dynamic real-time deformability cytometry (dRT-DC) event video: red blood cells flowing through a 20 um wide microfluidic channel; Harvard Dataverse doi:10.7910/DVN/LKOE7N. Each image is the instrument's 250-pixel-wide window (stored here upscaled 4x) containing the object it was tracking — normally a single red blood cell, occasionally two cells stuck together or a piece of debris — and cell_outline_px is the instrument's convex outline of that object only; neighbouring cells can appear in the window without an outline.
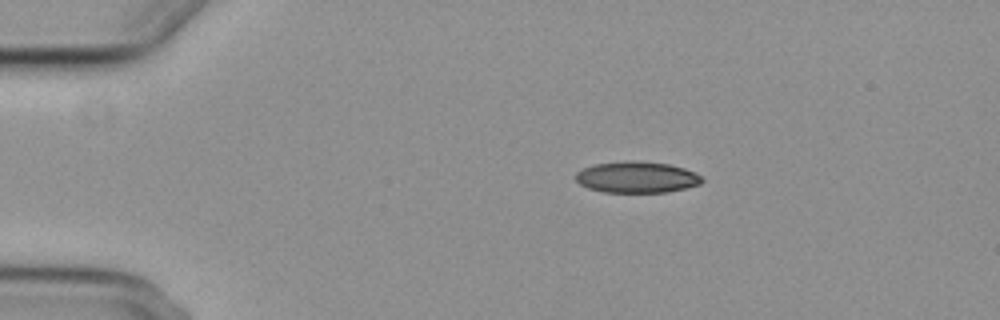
{"species": "common noctule bat (a hibernating species)", "species_latin": "Nyctalus noctula", "temperature_condition": "cold", "stored_images_in_passage": 5, "camera_frame_rate_fps": 3000, "um_per_image_px": 0.085, "animal": {"sex": "female", "body_mass_g": 29.2, "forearm_length_mm": 56.3}, "frame": {"image": 1, "passage_image": 2, "time_ms": 1.333, "image_size_px": [1000, 320], "cell_outline_px": [[704, 180], [700, 184], [668, 192], [604, 192], [588, 188], [580, 184], [576, 180], [576, 172], [584, 168], [596, 164], [668, 164], [684, 168], [700, 176]], "centroid_in_image_um": [54.13, 15.12], "position_along_channel_um": 30.9, "area_um2": 21.73}}
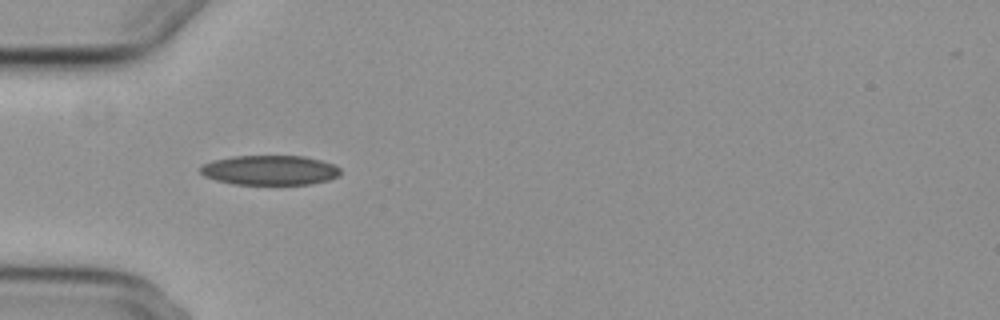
{"frame": {"image": 2, "passage_image": 4, "time_ms": 3.667, "image_size_px": [1000, 320], "cell_outline_px": [[340, 176], [328, 180], [312, 184], [232, 184], [216, 180], [204, 176], [200, 172], [200, 164], [212, 160], [232, 156], [304, 156], [320, 160], [332, 164], [340, 168]], "centroid_in_image_um": [22.9, 14.46], "position_along_channel_um": 62.1, "area_um2": 24.39}}
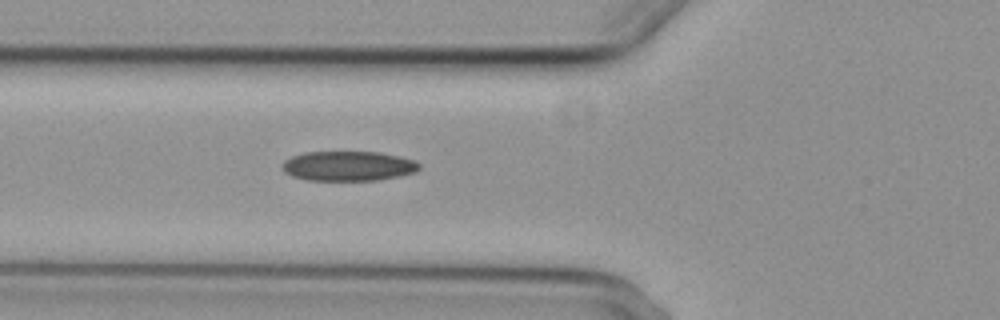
{"frame": {"image": 3, "passage_image": 5, "time_ms": 4.667, "image_size_px": [1000, 320], "cell_outline_px": [[420, 168], [416, 172], [400, 176], [376, 180], [308, 180], [292, 176], [284, 172], [280, 168], [280, 164], [284, 160], [292, 156], [304, 152], [380, 152], [400, 156], [416, 160], [420, 164]], "centroid_in_image_um": [29.59, 14.1], "position_along_channel_um": 96.2, "area_um2": 24.04}}